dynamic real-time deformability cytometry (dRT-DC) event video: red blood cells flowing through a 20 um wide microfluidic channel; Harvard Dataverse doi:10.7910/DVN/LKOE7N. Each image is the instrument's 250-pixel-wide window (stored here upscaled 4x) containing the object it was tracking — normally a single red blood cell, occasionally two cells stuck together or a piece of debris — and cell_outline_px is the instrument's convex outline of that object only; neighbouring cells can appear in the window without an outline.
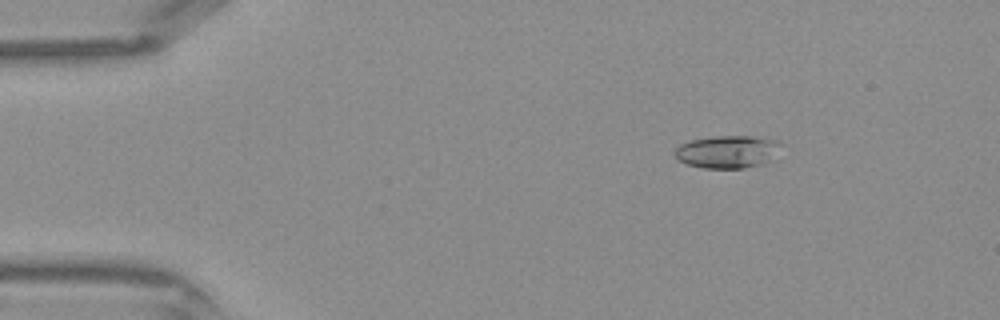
{"species": "Egyptian fruit bat (a non-hibernating species)", "species_latin": "Rousettus aegyptiacus", "temperature_condition": "warm", "stored_images_in_passage": 41, "camera_frame_rate_fps": 3000, "um_per_image_px": 0.085, "frame": {"image": 1, "passage_image": 5, "time_ms": 1.333, "image_size_px": [1000, 320], "cell_outline_px": [[784, 144], [764, 164], [744, 168], [704, 168], [688, 164], [680, 160], [672, 152], [680, 144], [692, 140], [716, 136], [752, 136], [776, 140]], "centroid_in_image_um": [61.84, 12.89], "position_along_channel_um": 23.2, "area_um2": 20.06}}
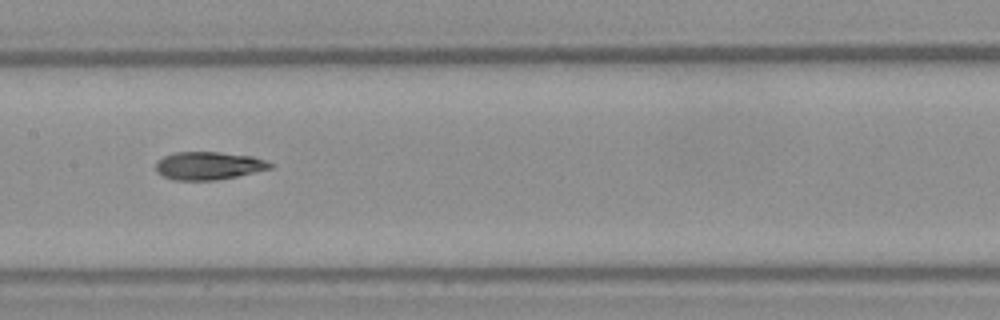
{"frame": {"image": 2, "passage_image": 20, "time_ms": 6.333, "image_size_px": [1000, 320], "cell_outline_px": [[276, 164], [272, 168], [236, 176], [216, 180], [172, 180], [156, 172], [156, 164], [164, 156], [176, 152], [220, 152], [252, 156]], "centroid_in_image_um": [17.75, 14.08], "position_along_channel_um": 189.7, "area_um2": 18.55}}
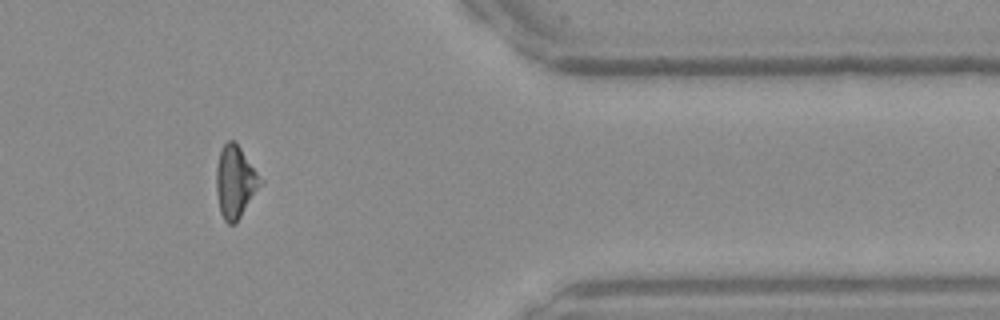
{"frame": {"image": 3, "passage_image": 34, "time_ms": 11.0, "image_size_px": [1000, 320], "cell_outline_px": [[264, 184], [240, 216], [232, 224], [228, 224], [224, 220], [220, 212], [216, 192], [216, 168], [220, 152], [224, 144], [228, 140], [232, 140], [240, 148], [264, 180]], "centroid_in_image_um": [20.02, 15.47], "position_along_channel_um": 391.4, "area_um2": 18.55}}